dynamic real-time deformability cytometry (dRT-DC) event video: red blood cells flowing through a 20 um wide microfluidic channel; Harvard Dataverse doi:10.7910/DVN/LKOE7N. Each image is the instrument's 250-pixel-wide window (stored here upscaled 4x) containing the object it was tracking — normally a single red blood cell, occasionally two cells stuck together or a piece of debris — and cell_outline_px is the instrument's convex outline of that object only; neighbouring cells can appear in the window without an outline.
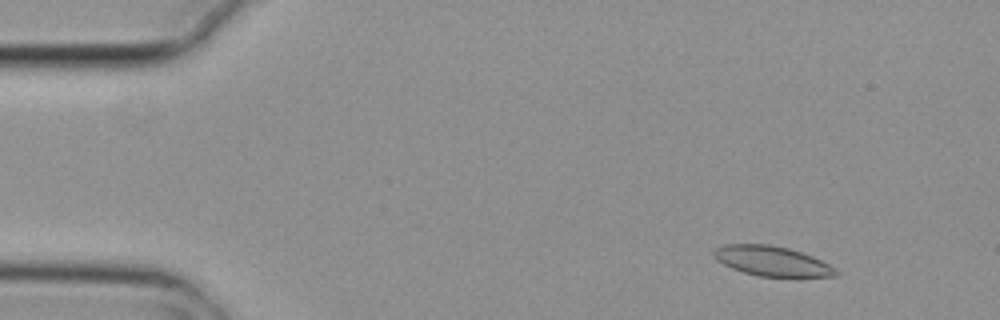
{"species": "common noctule bat (a hibernating species)", "species_latin": "Nyctalus noctula", "temperature_condition": "cold", "stored_images_in_passage": 5, "camera_frame_rate_fps": 3000, "um_per_image_px": 0.085, "animal": {"sex": "female", "body_mass_g": 29.2, "forearm_length_mm": 56.3}, "frame": {"image": 1, "passage_image": 1, "time_ms": 0.0, "image_size_px": [1000, 320], "cell_outline_px": [[840, 272], [836, 276], [760, 276], [744, 272], [732, 268], [716, 260], [712, 256], [712, 252], [716, 248], [724, 244], [768, 244], [788, 248], [812, 256], [836, 268]], "centroid_in_image_um": [65.59, 22.18], "position_along_channel_um": 19.4, "area_um2": 21.04}}